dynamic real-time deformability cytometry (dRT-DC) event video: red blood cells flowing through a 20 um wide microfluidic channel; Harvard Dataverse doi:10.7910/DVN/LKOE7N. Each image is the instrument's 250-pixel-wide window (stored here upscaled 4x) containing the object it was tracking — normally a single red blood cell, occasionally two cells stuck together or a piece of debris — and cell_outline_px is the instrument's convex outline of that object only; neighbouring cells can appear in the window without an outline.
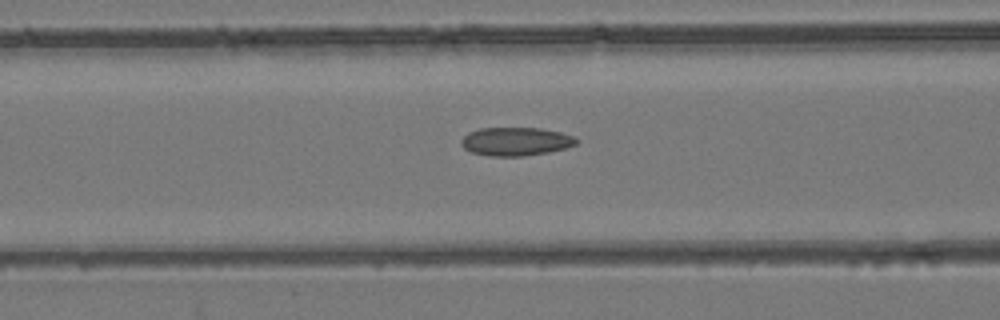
{"species": "common noctule bat (a hibernating species)", "species_latin": "Nyctalus noctula", "temperature_condition": "room temperature", "stored_images_in_passage": 53, "camera_frame_rate_fps": 3000, "um_per_image_px": 0.085, "animal": {"sex": "female", "body_mass_g": 24.6, "forearm_length_mm": 56.2}, "frame": {"image": 1, "passage_image": 22, "time_ms": 7.0, "image_size_px": [1000, 320], "cell_outline_px": [[580, 140], [576, 144], [564, 148], [548, 152], [524, 156], [492, 156], [472, 152], [464, 148], [460, 144], [460, 140], [468, 132], [480, 128], [540, 128], [560, 132], [576, 136]], "centroid_in_image_um": [43.85, 12.02], "position_along_channel_um": 122.7, "area_um2": 19.13}}
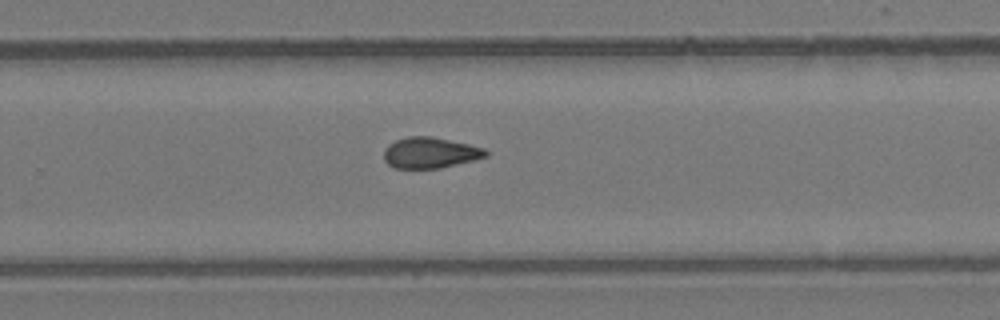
{"frame": {"image": 2, "passage_image": 35, "time_ms": 11.333, "image_size_px": [1000, 320], "cell_outline_px": [[488, 156], [440, 168], [392, 168], [384, 160], [384, 148], [388, 144], [396, 140], [408, 136], [432, 136], [468, 144], [484, 148], [488, 152]], "centroid_in_image_um": [36.53, 12.98], "position_along_channel_um": 293.3, "area_um2": 18.32}}
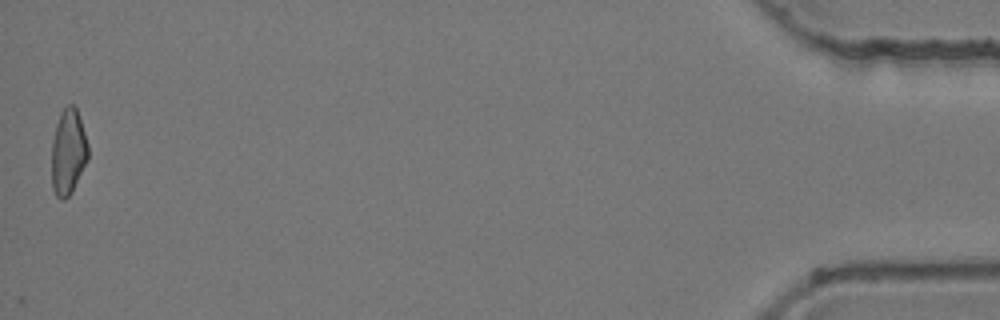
{"frame": {"image": 3, "passage_image": 53, "time_ms": 17.333, "image_size_px": [1000, 320], "cell_outline_px": [[88, 160], [72, 192], [64, 200], [60, 200], [56, 196], [52, 188], [52, 140], [56, 124], [60, 112], [68, 104], [72, 104], [76, 108], [88, 144]], "centroid_in_image_um": [5.79, 12.94], "position_along_channel_um": 429.4, "area_um2": 18.26}, "authors_computed_cell_mechanics": {"area_um2": 18.785, "velocity_mm_per_s": 3.9405, "shape_relaxation_time_tau1_ms": null, "shape_relaxation_time_tau2_ms": 5.6728, "deformation_change_tau1": null, "deformation_change_tau2": 0.1175}}